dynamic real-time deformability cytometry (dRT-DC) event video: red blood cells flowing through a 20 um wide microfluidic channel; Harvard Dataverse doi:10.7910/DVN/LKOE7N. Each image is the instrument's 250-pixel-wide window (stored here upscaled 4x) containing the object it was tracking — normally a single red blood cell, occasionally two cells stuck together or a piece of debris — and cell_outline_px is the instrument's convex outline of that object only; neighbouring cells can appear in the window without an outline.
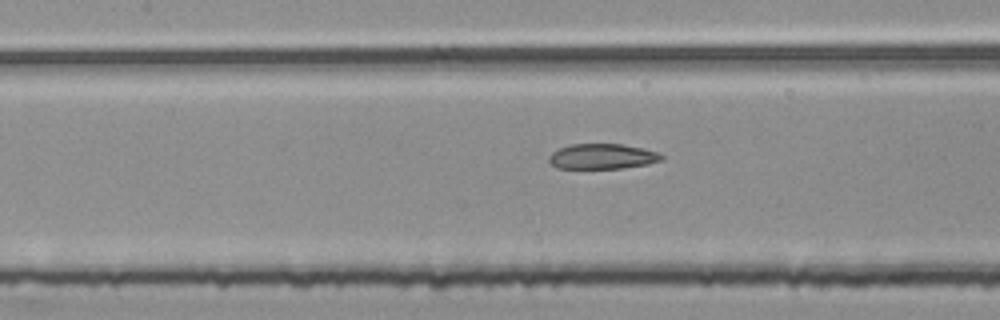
{"species": "common noctule bat (a hibernating species)", "species_latin": "Nyctalus noctula", "temperature_condition": "room temperature", "stored_images_in_passage": 45, "segment_of_instrument_passage": [2, 2], "camera_frame_rate_fps": 3000, "um_per_image_px": 0.085, "animal": {"sex": "female", "body_mass_g": 25.1}, "frame": {"image": 1, "passage_image": 15, "time_ms": 4.667, "image_size_px": [1000, 320], "cell_outline_px": [[664, 160], [648, 164], [624, 168], [556, 168], [548, 160], [548, 156], [552, 152], [560, 148], [572, 144], [620, 144], [640, 148], [656, 152], [664, 156]], "centroid_in_image_um": [51.19, 13.3], "position_along_channel_um": 156.2, "area_um2": 16.47}}
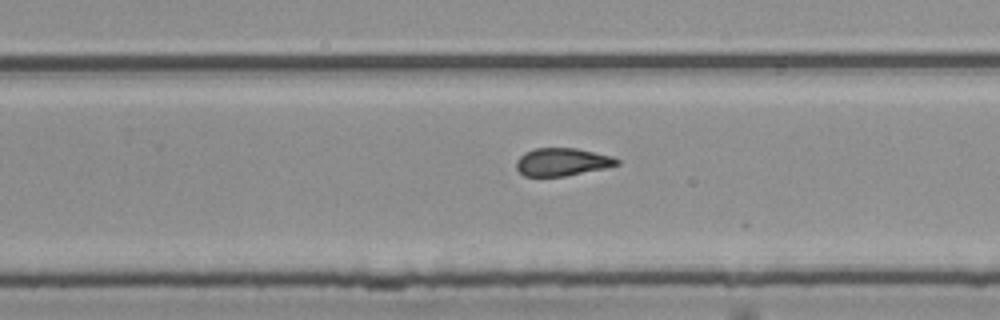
{"frame": {"image": 2, "passage_image": 25, "time_ms": 8.0, "image_size_px": [1000, 320], "cell_outline_px": [[620, 164], [604, 168], [564, 176], [524, 176], [516, 168], [516, 160], [524, 152], [536, 148], [576, 148], [612, 156], [620, 160]], "centroid_in_image_um": [47.77, 13.76], "position_along_channel_um": 282.0, "area_um2": 16.24}}
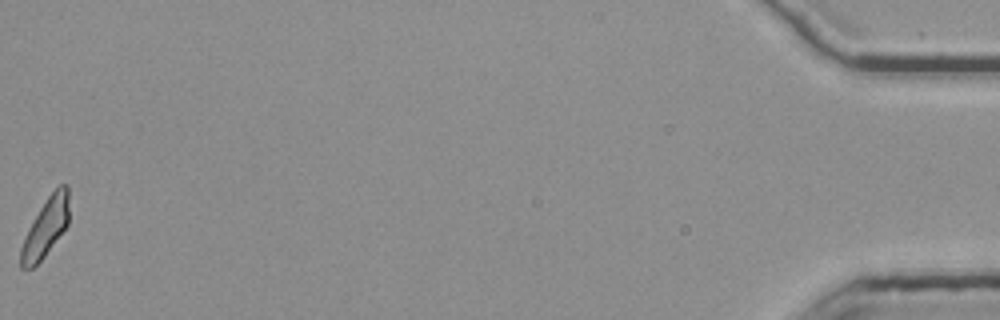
{"frame": {"image": 3, "passage_image": 45, "time_ms": 14.667, "image_size_px": [1000, 320], "cell_outline_px": [[68, 224], [44, 256], [32, 268], [20, 268], [20, 248], [24, 236], [28, 228], [40, 208], [48, 196], [60, 184], [68, 184]], "centroid_in_image_um": [3.86, 19.34], "position_along_channel_um": 431.3, "area_um2": 16.18}}